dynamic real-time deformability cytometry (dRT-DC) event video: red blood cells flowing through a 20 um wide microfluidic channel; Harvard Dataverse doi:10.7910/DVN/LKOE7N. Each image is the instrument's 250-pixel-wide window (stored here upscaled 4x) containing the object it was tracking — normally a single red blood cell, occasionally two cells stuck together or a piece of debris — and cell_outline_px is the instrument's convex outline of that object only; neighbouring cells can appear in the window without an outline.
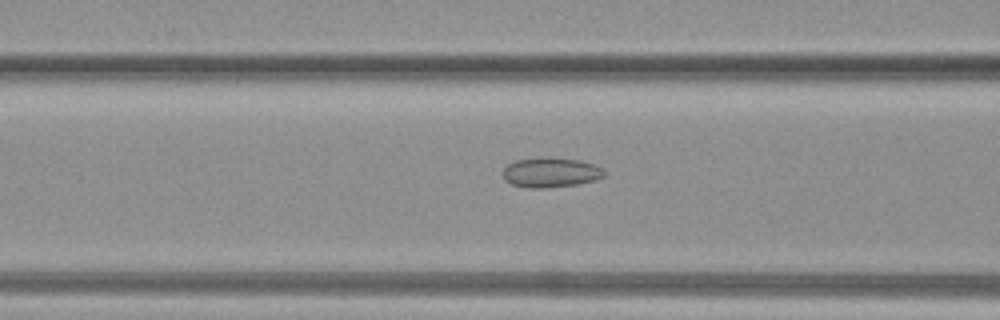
{"species": "common noctule bat (a hibernating species)", "species_latin": "Nyctalus noctula", "temperature_condition": "warm", "stored_images_in_passage": 37, "camera_frame_rate_fps": 3000, "um_per_image_px": 0.085, "animal": {"sex": "female", "body_mass_g": 19.3, "forearm_length_mm": 54.1}, "frame": {"image": 1, "passage_image": 14, "time_ms": 4.333, "image_size_px": [1000, 320], "cell_outline_px": [[604, 176], [596, 180], [576, 184], [544, 188], [528, 188], [512, 184], [504, 180], [500, 172], [508, 164], [516, 160], [580, 160], [604, 168]], "centroid_in_image_um": [46.79, 14.71], "position_along_channel_um": 119.8, "area_um2": 16.94}}
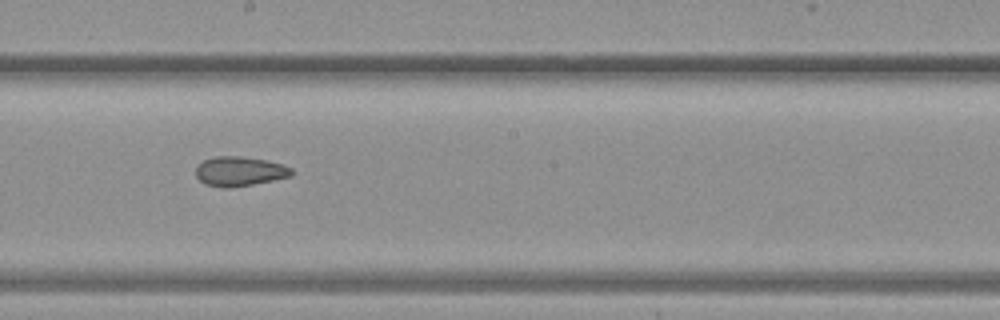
{"frame": {"image": 2, "passage_image": 20, "time_ms": 6.333, "image_size_px": [1000, 320], "cell_outline_px": [[292, 172], [288, 176], [272, 180], [252, 184], [228, 188], [220, 188], [204, 184], [196, 176], [196, 168], [204, 160], [216, 156], [240, 156], [268, 160], [284, 164], [292, 168]], "centroid_in_image_um": [20.35, 14.56], "position_along_channel_um": 227.9, "area_um2": 16.42}}
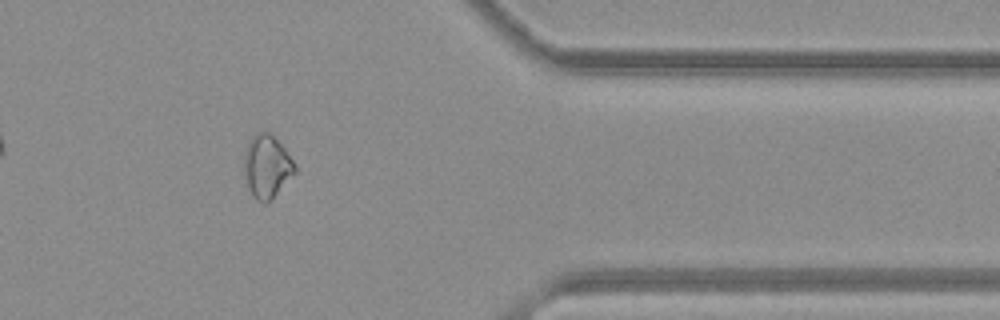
{"frame": {"image": 3, "passage_image": 30, "time_ms": 9.667, "image_size_px": [1000, 320], "cell_outline_px": [[296, 172], [264, 204], [256, 200], [252, 196], [244, 172], [244, 156], [248, 144], [252, 136], [256, 132], [268, 132], [284, 148], [296, 164]], "centroid_in_image_um": [22.67, 14.13], "position_along_channel_um": 388.7, "area_um2": 18.09}}